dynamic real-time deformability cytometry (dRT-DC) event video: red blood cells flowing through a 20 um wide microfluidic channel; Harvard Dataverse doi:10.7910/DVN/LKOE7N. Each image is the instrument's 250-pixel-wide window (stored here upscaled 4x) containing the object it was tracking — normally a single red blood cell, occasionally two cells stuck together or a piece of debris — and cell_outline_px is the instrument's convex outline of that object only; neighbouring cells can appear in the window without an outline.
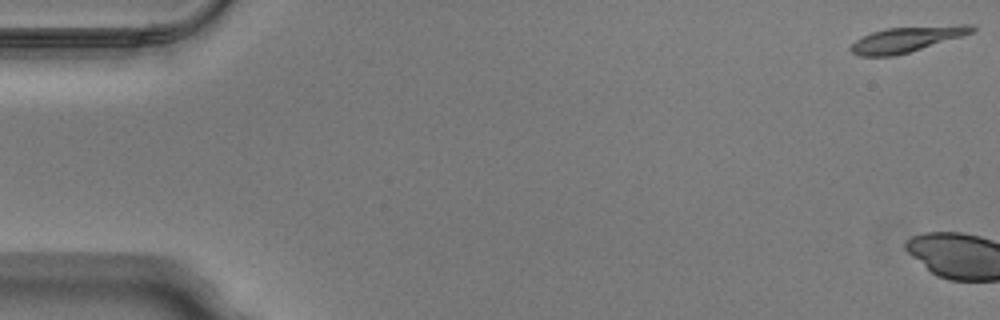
{"species": "Egyptian fruit bat (a non-hibernating species)", "species_latin": "Rousettus aegyptiacus", "temperature_condition": "warm", "stored_images_in_passage": 3, "camera_frame_rate_fps": 3000, "um_per_image_px": 0.085, "animal": {"sex": "male"}, "frame": {"image": 1, "passage_image": 1, "time_ms": 0.0, "image_size_px": [1000, 320], "cell_outline_px": [[976, 28], [972, 32], [960, 36], [908, 52], [892, 56], [860, 56], [852, 52], [848, 48], [856, 40], [872, 32], [888, 28], [960, 24], [972, 24]], "centroid_in_image_um": [77.04, 3.33], "position_along_channel_um": 8.0, "area_um2": 17.57}}